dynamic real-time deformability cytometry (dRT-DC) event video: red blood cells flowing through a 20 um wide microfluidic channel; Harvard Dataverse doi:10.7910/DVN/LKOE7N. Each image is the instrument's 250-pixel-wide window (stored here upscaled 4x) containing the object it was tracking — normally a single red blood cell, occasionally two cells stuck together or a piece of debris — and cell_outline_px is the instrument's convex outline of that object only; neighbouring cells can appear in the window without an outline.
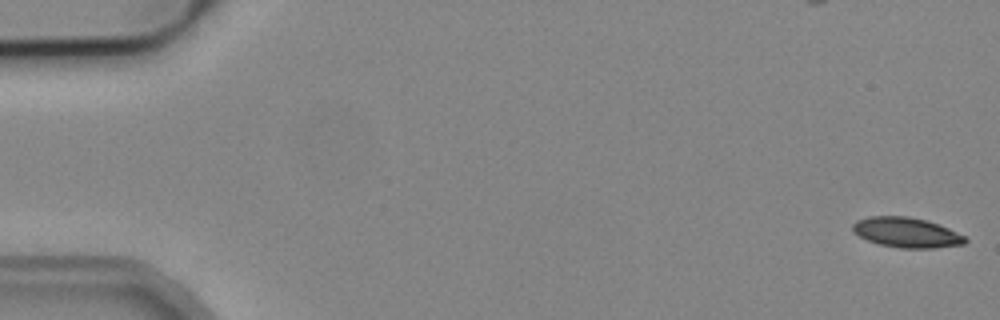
{"species": "common noctule bat (a hibernating species)", "species_latin": "Nyctalus noctula", "temperature_condition": "cold", "stored_images_in_passage": 5, "camera_frame_rate_fps": 3000, "um_per_image_px": 0.085, "animal": {"sex": "male", "body_mass_g": 19.2, "forearm_length_mm": 51.8}, "frame": {"image": 1, "passage_image": 1, "time_ms": 0.0, "image_size_px": [1000, 320], "cell_outline_px": [[968, 240], [964, 244], [936, 248], [900, 248], [880, 244], [868, 240], [852, 232], [852, 224], [856, 220], [868, 216], [908, 216], [924, 220], [948, 228], [964, 236]], "centroid_in_image_um": [77.02, 19.76], "position_along_channel_um": 8.0, "area_um2": 19.59}}
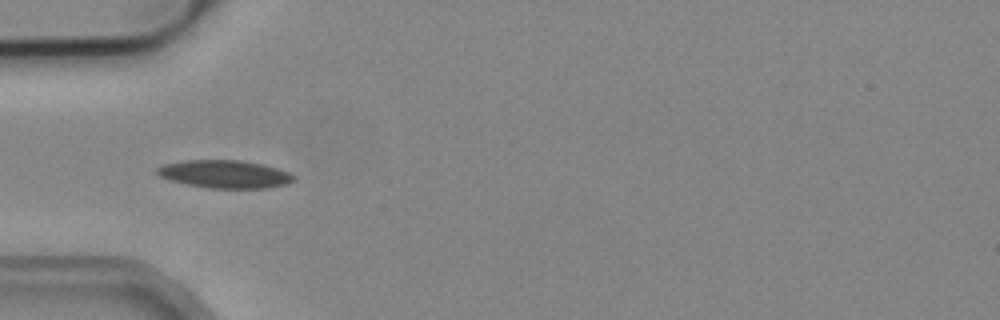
{"frame": {"image": 2, "passage_image": 5, "time_ms": 1.333, "image_size_px": [1000, 320], "cell_outline_px": [[296, 180], [288, 184], [268, 188], [208, 188], [188, 184], [172, 180], [160, 176], [156, 172], [156, 168], [164, 164], [184, 160], [240, 160], [260, 164], [276, 168], [288, 172]], "centroid_in_image_um": [19.11, 14.8], "position_along_channel_um": 65.9, "area_um2": 22.02}}